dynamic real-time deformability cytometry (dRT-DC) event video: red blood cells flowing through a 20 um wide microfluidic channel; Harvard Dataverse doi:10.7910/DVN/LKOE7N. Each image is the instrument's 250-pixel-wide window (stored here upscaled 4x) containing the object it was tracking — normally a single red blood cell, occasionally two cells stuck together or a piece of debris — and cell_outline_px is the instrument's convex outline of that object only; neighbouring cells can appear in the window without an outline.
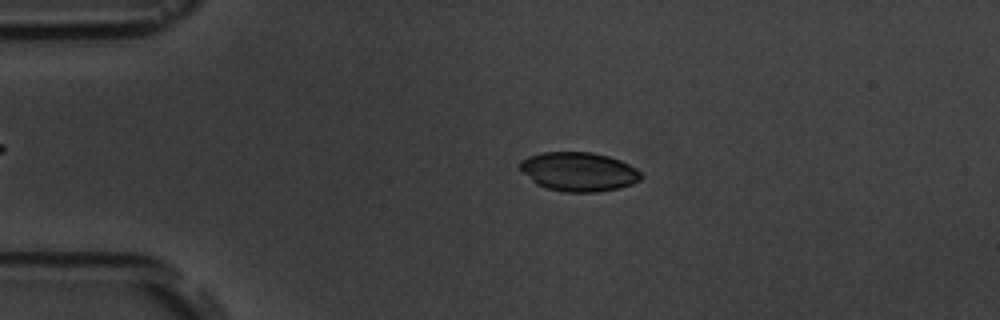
{"species": "common noctule bat (a hibernating species)", "species_latin": "Nyctalus noctula", "temperature_condition": "room temperature", "stored_images_in_passage": 4, "camera_frame_rate_fps": 3000, "um_per_image_px": 0.085, "animal": {"sex": "male", "body_mass_g": 19.5, "forearm_length_mm": 54.6}, "frame": {"image": 1, "passage_image": 2, "time_ms": 1.333, "image_size_px": [1000, 320], "cell_outline_px": [[644, 176], [640, 180], [632, 184], [620, 188], [596, 192], [564, 192], [548, 188], [536, 184], [516, 164], [520, 160], [528, 156], [544, 152], [592, 152], [608, 156], [620, 160], [636, 168]], "centroid_in_image_um": [49.2, 14.59], "position_along_channel_um": 35.8, "area_um2": 27.63}}
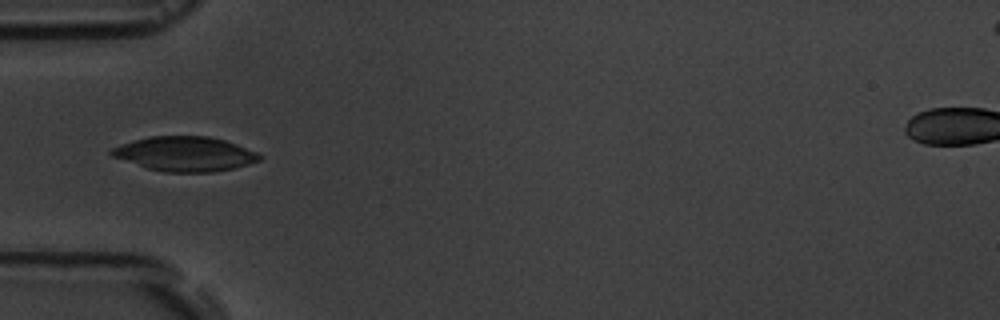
{"frame": {"image": 2, "passage_image": 4, "time_ms": 3.333, "image_size_px": [1000, 320], "cell_outline_px": [[264, 156], [260, 160], [248, 164], [232, 168], [212, 172], [164, 172], [148, 168], [112, 156], [108, 152], [112, 148], [148, 136], [208, 136], [224, 140], [236, 144], [256, 152]], "centroid_in_image_um": [15.74, 13.08], "position_along_channel_um": 69.3, "area_um2": 29.48}}